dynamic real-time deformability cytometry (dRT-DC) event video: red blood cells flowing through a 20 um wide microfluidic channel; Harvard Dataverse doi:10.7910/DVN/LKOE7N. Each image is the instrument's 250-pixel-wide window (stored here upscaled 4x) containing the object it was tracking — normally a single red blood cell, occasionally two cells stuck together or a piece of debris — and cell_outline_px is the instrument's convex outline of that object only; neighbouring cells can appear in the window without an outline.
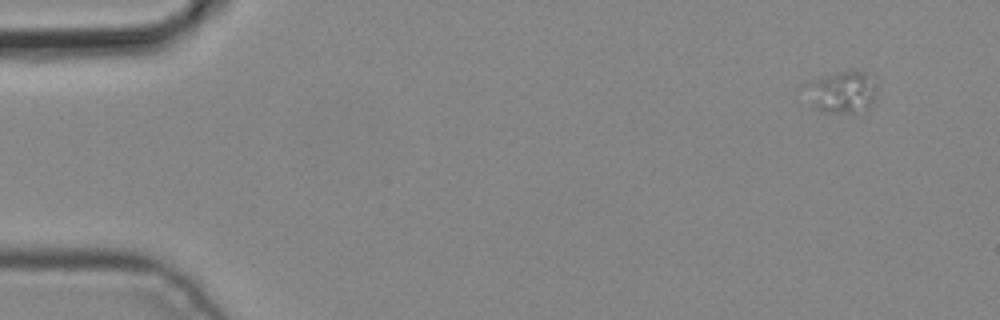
{"species": "common noctule bat (a hibernating species)", "species_latin": "Nyctalus noctula", "temperature_condition": "cold", "stored_images_in_passage": 4, "camera_frame_rate_fps": 3000, "um_per_image_px": 0.085, "animal": {"sex": "male", "body_mass_g": 19.2, "forearm_length_mm": 51.8}, "frame": {"image": 1, "passage_image": 1, "time_ms": 0.0, "image_size_px": [1000, 320], "cell_outline_px": [[880, 84], [876, 96], [872, 104], [868, 108], [852, 112], [828, 112], [816, 108], [804, 84], [808, 80], [820, 76], [848, 68], [864, 72]], "centroid_in_image_um": [71.64, 7.74], "position_along_channel_um": 13.4, "area_um2": 17.74}}
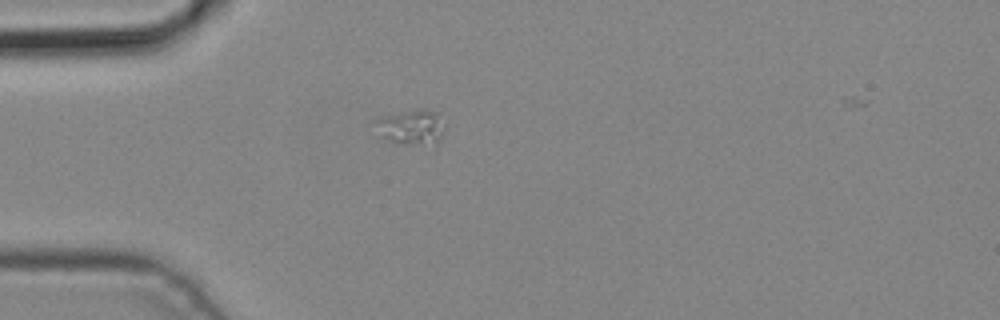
{"frame": {"image": 2, "passage_image": 4, "time_ms": 1.0, "image_size_px": [1000, 320], "cell_outline_px": [[448, 124], [440, 140], [436, 144], [388, 140], [384, 136], [376, 120], [384, 116], [416, 108], [424, 108], [440, 112]], "centroid_in_image_um": [35.18, 10.72], "position_along_channel_um": 49.8, "area_um2": 13.87}}